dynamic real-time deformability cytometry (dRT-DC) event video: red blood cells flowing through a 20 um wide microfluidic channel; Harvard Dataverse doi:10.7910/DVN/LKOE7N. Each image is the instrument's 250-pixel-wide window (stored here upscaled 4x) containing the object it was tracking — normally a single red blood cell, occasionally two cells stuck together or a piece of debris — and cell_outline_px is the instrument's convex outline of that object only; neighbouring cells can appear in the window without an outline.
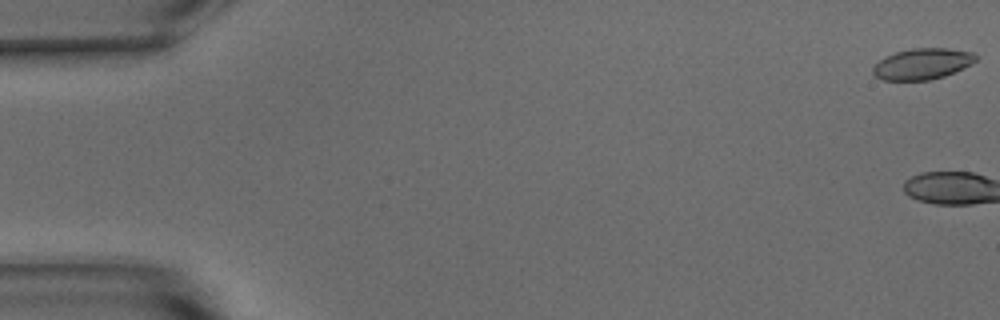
{"species": "common noctule bat (a hibernating species)", "species_latin": "Nyctalus noctula", "temperature_condition": "warm", "stored_images_in_passage": 3, "camera_frame_rate_fps": 3000, "um_per_image_px": 0.085, "animal": {"sex": "male", "body_mass_g": 15.6}, "frame": {"image": 1, "passage_image": 1, "time_ms": 0.0, "image_size_px": [1000, 320], "cell_outline_px": [[976, 60], [972, 64], [944, 76], [928, 80], [884, 80], [876, 76], [872, 72], [872, 68], [884, 56], [896, 52], [912, 48], [948, 48], [976, 52]], "centroid_in_image_um": [78.42, 5.41], "position_along_channel_um": 6.6, "area_um2": 18.61}}